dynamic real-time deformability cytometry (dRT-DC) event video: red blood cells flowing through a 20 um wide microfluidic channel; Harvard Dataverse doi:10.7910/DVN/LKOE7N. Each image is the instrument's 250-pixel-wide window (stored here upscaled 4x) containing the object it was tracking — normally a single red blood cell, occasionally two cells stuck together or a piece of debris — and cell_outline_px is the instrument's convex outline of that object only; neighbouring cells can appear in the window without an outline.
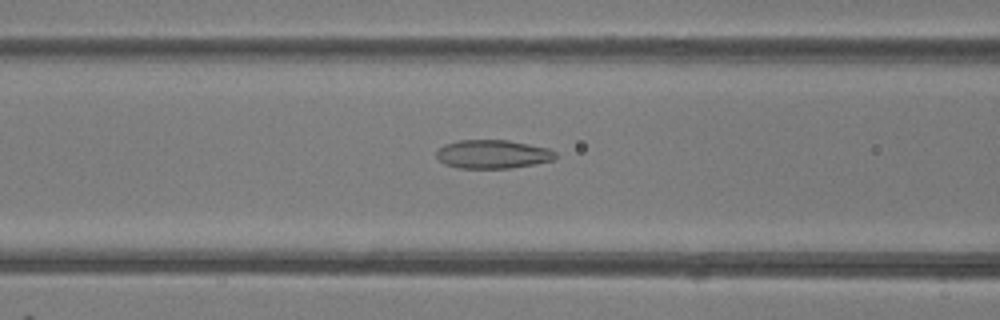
{"species": "common noctule bat (a hibernating species)", "species_latin": "Nyctalus noctula", "temperature_condition": "room temperature", "stored_images_in_passage": 29, "segment_of_instrument_passage": [1, 2], "camera_frame_rate_fps": 3000, "um_per_image_px": 0.085, "animal": {"sex": "female"}, "frame": {"image": 1, "passage_image": 10, "time_ms": 3.0, "image_size_px": [1000, 320], "cell_outline_px": [[556, 156], [552, 160], [536, 164], [512, 168], [456, 168], [444, 164], [436, 156], [436, 152], [444, 144], [460, 140], [508, 140], [548, 148], [556, 152]], "centroid_in_image_um": [41.87, 13.11], "position_along_channel_um": 124.7, "area_um2": 19.88}}
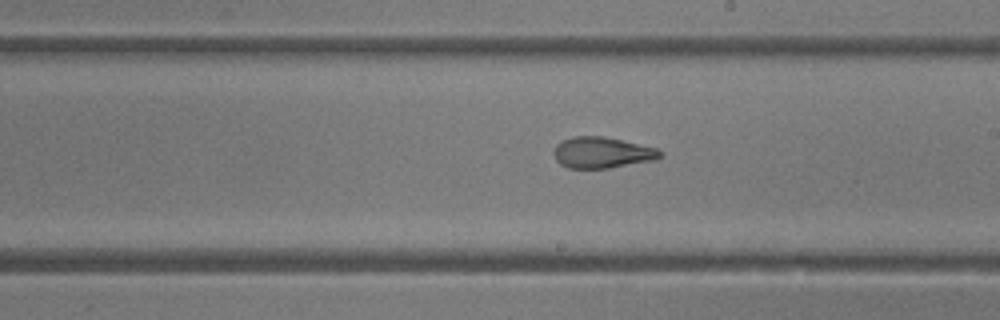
{"frame": {"image": 2, "passage_image": 18, "time_ms": 5.667, "image_size_px": [1000, 320], "cell_outline_px": [[664, 152], [656, 160], [608, 168], [568, 168], [560, 164], [556, 160], [552, 152], [556, 144], [560, 140], [572, 136], [604, 136], [656, 148]], "centroid_in_image_um": [51.14, 12.96], "position_along_channel_um": 237.9, "area_um2": 19.42}}
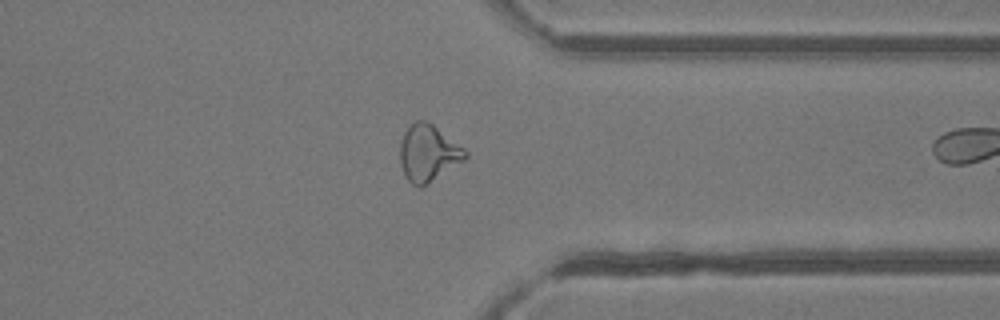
{"frame": {"image": 3, "passage_image": 28, "time_ms": 9.0, "image_size_px": [1000, 320], "cell_outline_px": [[468, 156], [464, 160], [420, 188], [412, 184], [408, 180], [400, 164], [400, 144], [404, 132], [416, 120], [424, 120], [432, 124], [464, 148], [468, 152]], "centroid_in_image_um": [36.39, 13.01], "position_along_channel_um": 375.0, "area_um2": 21.15}}